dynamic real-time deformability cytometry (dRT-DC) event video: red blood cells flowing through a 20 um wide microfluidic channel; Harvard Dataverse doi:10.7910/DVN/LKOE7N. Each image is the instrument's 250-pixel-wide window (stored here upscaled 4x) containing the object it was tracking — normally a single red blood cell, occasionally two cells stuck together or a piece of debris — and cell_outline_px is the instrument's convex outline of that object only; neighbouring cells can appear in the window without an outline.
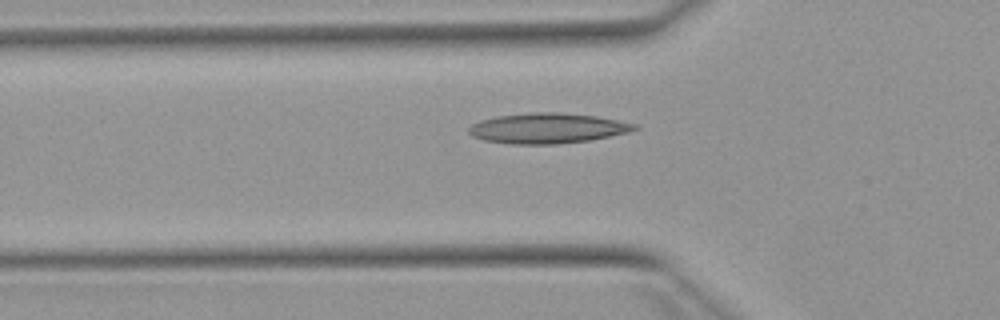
{"species": "Egyptian fruit bat (a non-hibernating species)", "species_latin": "Rousettus aegyptiacus", "temperature_condition": "warm", "stored_images_in_passage": 38, "camera_frame_rate_fps": 3000, "um_per_image_px": 0.085, "animal": {"sex": "female"}, "frame": {"image": 1, "passage_image": 4, "time_ms": 1.0, "image_size_px": [1000, 320], "cell_outline_px": [[640, 128], [628, 132], [588, 140], [556, 144], [512, 144], [484, 140], [472, 136], [468, 132], [468, 128], [472, 124], [480, 120], [496, 116], [528, 112], [560, 112], [596, 116], [636, 124]], "centroid_in_image_um": [46.49, 10.89], "position_along_channel_um": 79.3, "area_um2": 29.19}}
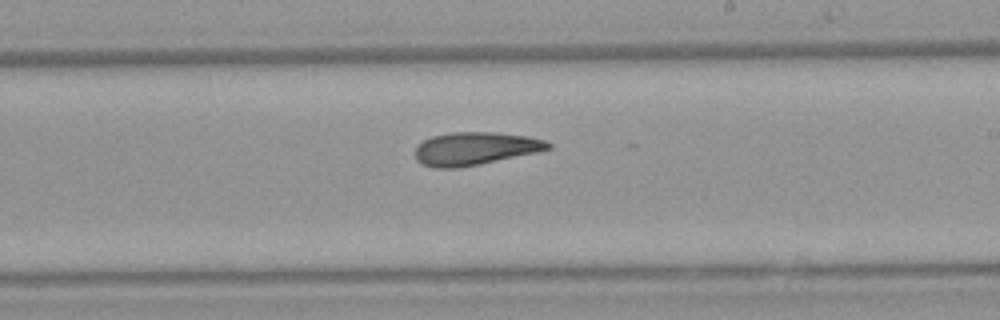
{"frame": {"image": 2, "passage_image": 17, "time_ms": 5.333, "image_size_px": [1000, 320], "cell_outline_px": [[552, 148], [536, 152], [456, 168], [432, 168], [420, 164], [416, 160], [416, 144], [432, 136], [452, 132], [496, 132], [528, 136], [544, 140], [552, 144]], "centroid_in_image_um": [40.34, 12.62], "position_along_channel_um": 248.7, "area_um2": 25.37}}
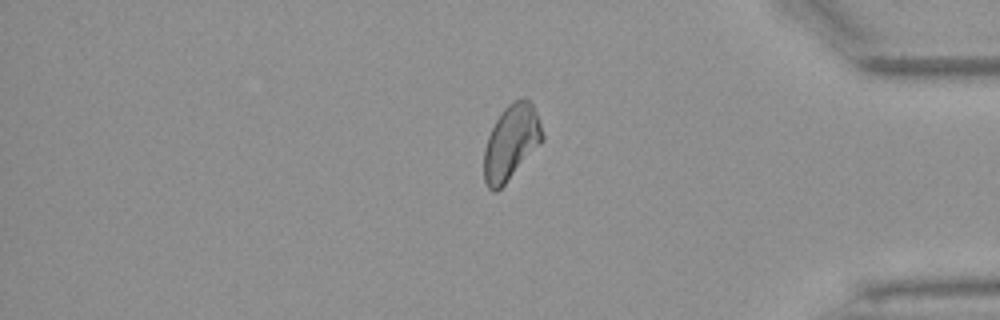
{"frame": {"image": 3, "passage_image": 30, "time_ms": 9.667, "image_size_px": [1000, 320], "cell_outline_px": [[544, 140], [504, 184], [496, 192], [492, 192], [488, 188], [484, 180], [484, 148], [488, 136], [496, 120], [504, 108], [512, 100], [524, 96], [528, 96], [532, 104], [540, 124], [544, 136]], "centroid_in_image_um": [43.44, 12.07], "position_along_channel_um": 391.8, "area_um2": 25.43}}